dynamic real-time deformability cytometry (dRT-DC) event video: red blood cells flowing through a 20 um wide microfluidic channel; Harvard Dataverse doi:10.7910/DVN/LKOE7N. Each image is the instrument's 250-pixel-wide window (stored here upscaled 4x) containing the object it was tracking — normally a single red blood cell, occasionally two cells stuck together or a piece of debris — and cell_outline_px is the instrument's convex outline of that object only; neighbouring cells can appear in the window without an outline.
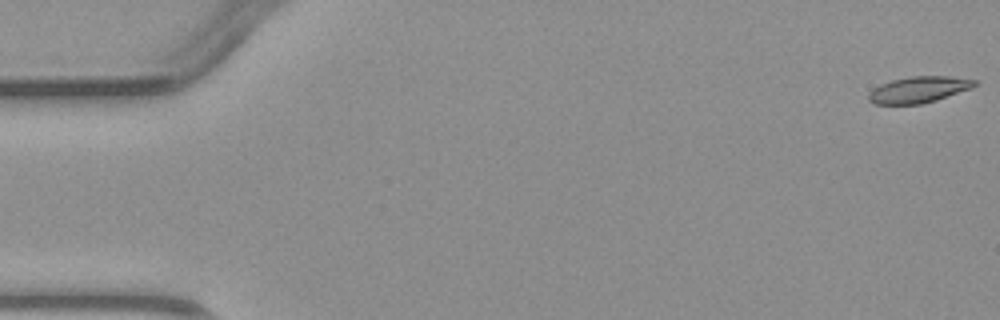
{"species": "common noctule bat (a hibernating species)", "species_latin": "Nyctalus noctula", "temperature_condition": "warm", "stored_images_in_passage": 6, "camera_frame_rate_fps": 3000, "um_per_image_px": 0.085, "animal": {"sex": "male", "body_mass_g": 23.1, "forearm_length_mm": 52.7}, "frame": {"image": 1, "passage_image": 1, "time_ms": 0.0, "image_size_px": [1000, 320], "cell_outline_px": [[976, 84], [972, 88], [936, 100], [920, 104], [872, 104], [868, 100], [868, 92], [880, 84], [892, 80], [912, 76], [948, 76], [976, 80]], "centroid_in_image_um": [78.05, 7.62], "position_along_channel_um": 6.9, "area_um2": 16.18}}
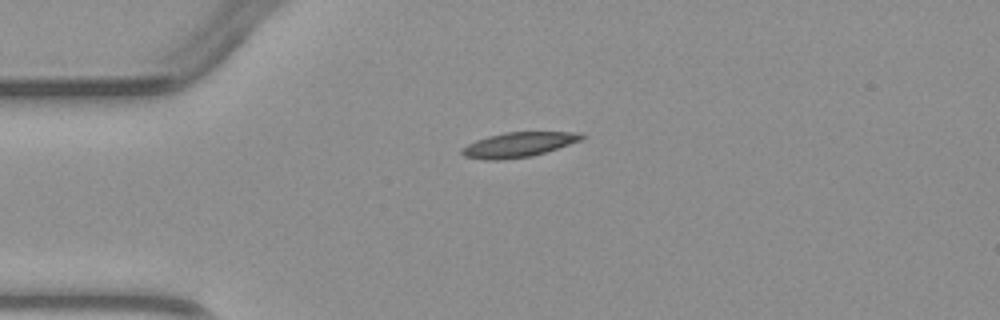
{"frame": {"image": 2, "passage_image": 4, "time_ms": 3.667, "image_size_px": [1000, 320], "cell_outline_px": [[584, 136], [580, 140], [532, 156], [504, 160], [484, 160], [464, 156], [460, 152], [460, 148], [476, 140], [488, 136], [504, 132], [580, 132]], "centroid_in_image_um": [43.99, 12.3], "position_along_channel_um": 41.0, "area_um2": 17.22}}
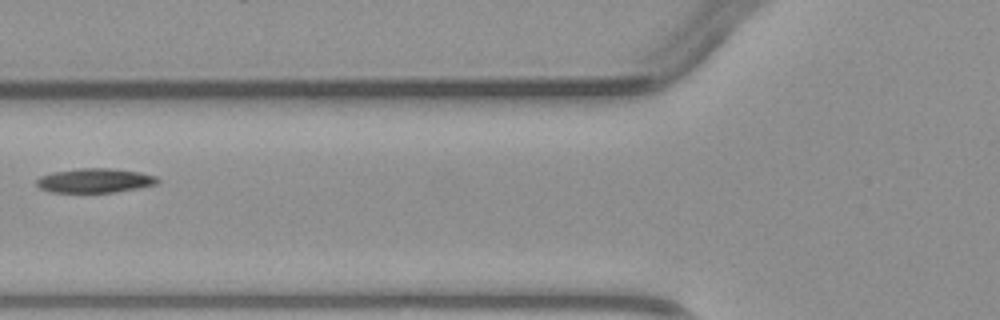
{"frame": {"image": 3, "passage_image": 6, "time_ms": 6.0, "image_size_px": [1000, 320], "cell_outline_px": [[160, 180], [156, 184], [116, 192], [52, 192], [40, 188], [36, 184], [36, 180], [40, 176], [52, 172], [80, 168], [112, 168], [140, 172], [156, 176]], "centroid_in_image_um": [8.05, 15.34], "position_along_channel_um": 117.7, "area_um2": 17.11}}